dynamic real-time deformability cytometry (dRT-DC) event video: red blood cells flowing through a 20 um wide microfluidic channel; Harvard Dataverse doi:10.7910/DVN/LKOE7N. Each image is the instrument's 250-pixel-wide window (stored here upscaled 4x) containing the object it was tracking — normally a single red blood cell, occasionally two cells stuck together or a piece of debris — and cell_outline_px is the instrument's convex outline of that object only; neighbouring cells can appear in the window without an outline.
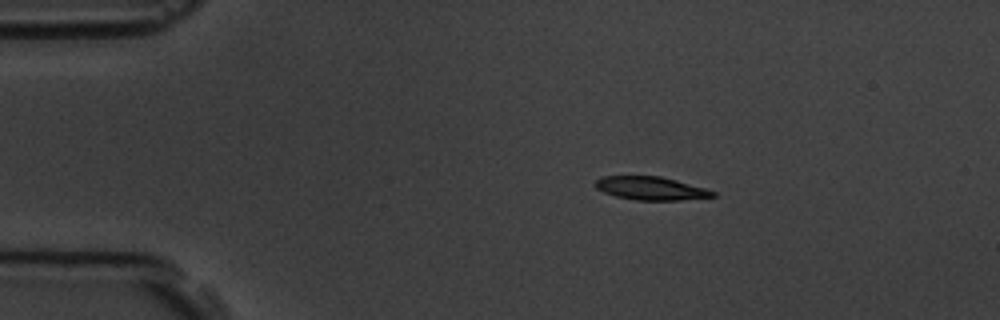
{"species": "common noctule bat (a hibernating species)", "species_latin": "Nyctalus noctula", "temperature_condition": "room temperature", "stored_images_in_passage": 3, "camera_frame_rate_fps": 3000, "um_per_image_px": 0.085, "animal": {"sex": "male", "body_mass_g": 19.5, "forearm_length_mm": 54.6}, "frame": {"image": 1, "passage_image": 2, "time_ms": 1.0, "image_size_px": [1000, 320], "cell_outline_px": [[716, 196], [680, 200], [636, 200], [616, 196], [604, 192], [596, 188], [596, 180], [604, 176], [660, 176], [676, 180], [704, 188], [716, 192]], "centroid_in_image_um": [55.33, 16.01], "position_along_channel_um": 29.7, "area_um2": 15.72}}